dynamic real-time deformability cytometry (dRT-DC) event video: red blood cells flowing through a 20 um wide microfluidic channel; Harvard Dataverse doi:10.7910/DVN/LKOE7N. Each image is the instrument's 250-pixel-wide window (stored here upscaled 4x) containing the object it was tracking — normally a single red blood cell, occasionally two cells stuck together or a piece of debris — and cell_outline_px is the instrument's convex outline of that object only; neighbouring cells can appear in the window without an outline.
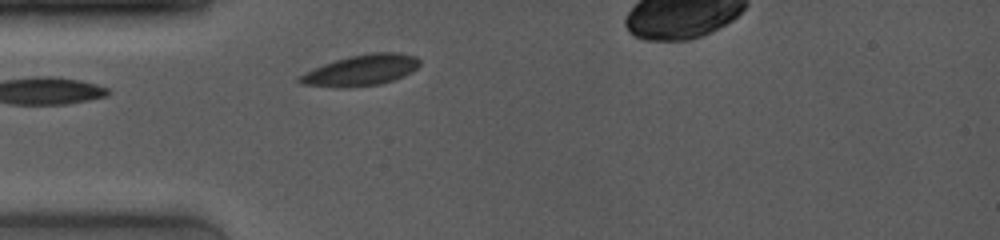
{"species": "common noctule bat (a hibernating species)", "species_latin": "Nyctalus noctula", "temperature_condition": "room temperature", "stored_images_in_passage": 7, "camera_frame_rate_fps": 4000, "um_per_image_px": 0.085, "animal": {"sex": "female", "body_mass_g": 19.0, "forearm_length_mm": 53.3}, "frame": {"image": 1, "passage_image": 1, "time_ms": 0.0, "image_size_px": [1000, 240], "cell_outline_px": [[420, 64], [412, 72], [404, 76], [380, 84], [344, 88], [336, 88], [300, 84], [296, 80], [300, 76], [324, 64], [348, 56], [372, 52], [396, 52], [416, 56], [420, 60]], "centroid_in_image_um": [30.72, 5.97], "position_along_channel_um": 54.3, "area_um2": 21.62}}
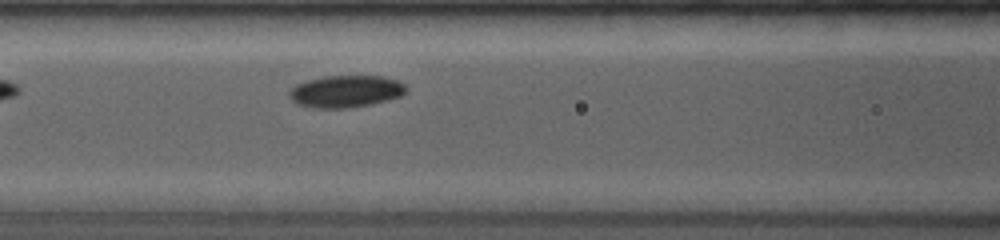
{"frame": {"image": 2, "passage_image": 6, "time_ms": 2.25, "image_size_px": [1000, 240], "cell_outline_px": [[404, 92], [400, 96], [388, 100], [372, 104], [348, 108], [312, 108], [296, 104], [288, 96], [288, 92], [296, 84], [308, 80], [324, 76], [384, 76], [396, 80], [404, 84]], "centroid_in_image_um": [29.34, 7.77], "position_along_channel_um": 137.3, "area_um2": 21.85}}